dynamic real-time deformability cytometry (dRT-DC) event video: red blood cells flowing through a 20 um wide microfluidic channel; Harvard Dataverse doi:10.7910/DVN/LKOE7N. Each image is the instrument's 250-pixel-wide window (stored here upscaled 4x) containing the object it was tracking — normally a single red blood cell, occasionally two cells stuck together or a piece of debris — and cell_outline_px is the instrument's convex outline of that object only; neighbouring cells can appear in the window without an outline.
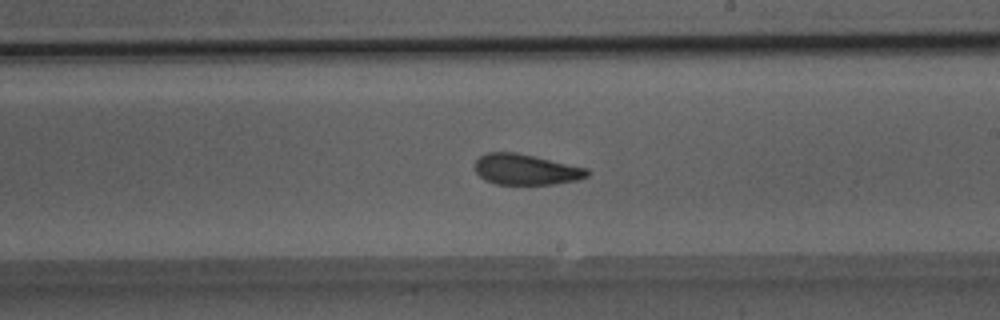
{"species": "Egyptian fruit bat (a non-hibernating species)", "species_latin": "Rousettus aegyptiacus", "temperature_condition": "room temperature", "stored_images_in_passage": 42, "camera_frame_rate_fps": 3000, "um_per_image_px": 0.085, "animal": {"sex": "male"}, "frame": {"image": 1, "passage_image": 21, "time_ms": 6.667, "image_size_px": [1000, 320], "cell_outline_px": [[588, 176], [580, 180], [556, 184], [496, 184], [484, 180], [476, 172], [476, 160], [480, 156], [488, 152], [516, 152], [588, 168]], "centroid_in_image_um": [44.72, 14.41], "position_along_channel_um": 244.3, "area_um2": 20.11}}
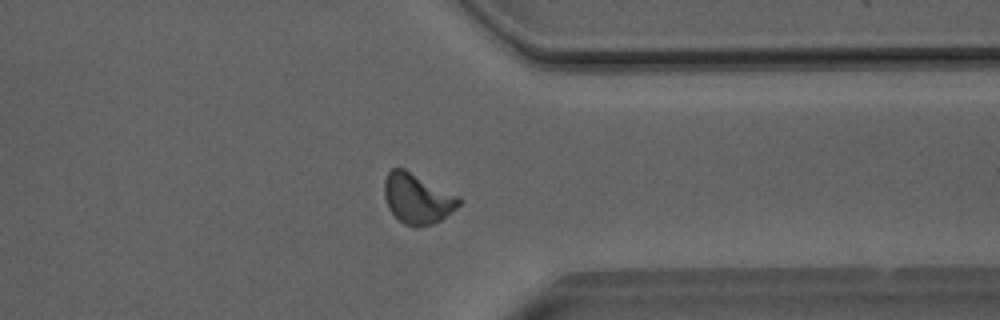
{"frame": {"image": 2, "passage_image": 31, "time_ms": 10.0, "image_size_px": [1000, 320], "cell_outline_px": [[460, 204], [456, 208], [440, 220], [432, 224], [416, 228], [412, 228], [404, 224], [388, 208], [384, 196], [384, 180], [388, 172], [392, 168], [404, 168], [460, 196]], "centroid_in_image_um": [35.46, 16.88], "position_along_channel_um": 375.9, "area_um2": 21.91}}
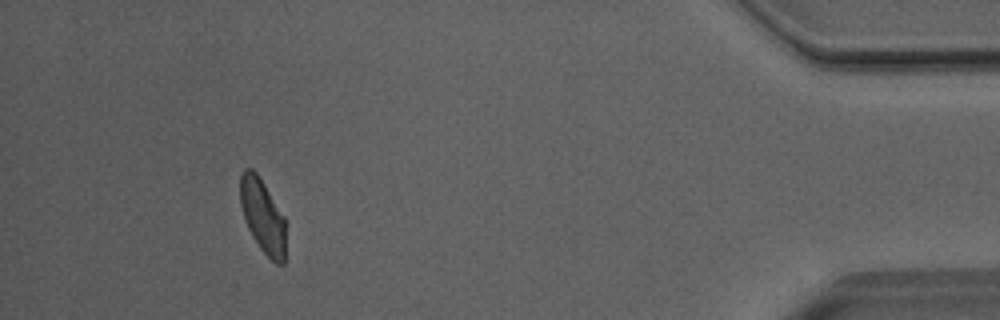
{"frame": {"image": 3, "passage_image": 38, "time_ms": 12.333, "image_size_px": [1000, 320], "cell_outline_px": [[284, 264], [276, 264], [260, 248], [252, 236], [244, 220], [240, 204], [240, 176], [244, 168], [252, 168], [256, 172], [264, 184], [284, 216]], "centroid_in_image_um": [22.29, 18.33], "position_along_channel_um": 412.9, "area_um2": 19.36}, "authors_computed_cell_mechanics": {"area_um2": 20.8658, "velocity_mm_per_s": 4.0551, "shape_relaxation_time_tau1_ms": 4.4091, "shape_relaxation_time_tau2_ms": 2.1616, "deformation_change_tau1": 0.1202, "deformation_change_tau2": 0.0871}}